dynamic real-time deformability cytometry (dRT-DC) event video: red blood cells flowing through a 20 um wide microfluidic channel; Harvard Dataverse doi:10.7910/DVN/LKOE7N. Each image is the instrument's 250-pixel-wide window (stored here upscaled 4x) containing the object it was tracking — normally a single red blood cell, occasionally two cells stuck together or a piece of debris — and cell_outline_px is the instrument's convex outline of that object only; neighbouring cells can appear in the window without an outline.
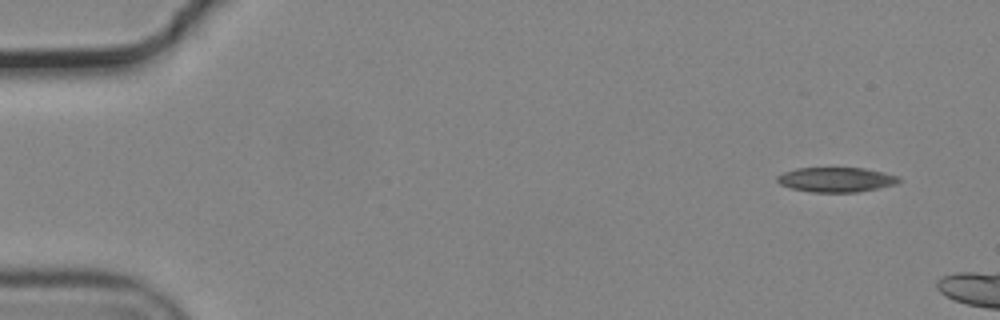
{"species": "common noctule bat (a hibernating species)", "species_latin": "Nyctalus noctula", "temperature_condition": "cold", "stored_images_in_passage": 6, "camera_frame_rate_fps": 3000, "um_per_image_px": 0.085, "animal": {"sex": "male", "body_mass_g": 19.2, "forearm_length_mm": 51.8}, "frame": {"image": 1, "passage_image": 1, "time_ms": 0.0, "image_size_px": [1000, 320], "cell_outline_px": [[900, 180], [896, 184], [856, 192], [812, 192], [792, 188], [780, 184], [776, 180], [776, 176], [784, 172], [796, 168], [864, 168], [900, 176]], "centroid_in_image_um": [71.05, 15.26], "position_along_channel_um": 13.9, "area_um2": 17.4}}